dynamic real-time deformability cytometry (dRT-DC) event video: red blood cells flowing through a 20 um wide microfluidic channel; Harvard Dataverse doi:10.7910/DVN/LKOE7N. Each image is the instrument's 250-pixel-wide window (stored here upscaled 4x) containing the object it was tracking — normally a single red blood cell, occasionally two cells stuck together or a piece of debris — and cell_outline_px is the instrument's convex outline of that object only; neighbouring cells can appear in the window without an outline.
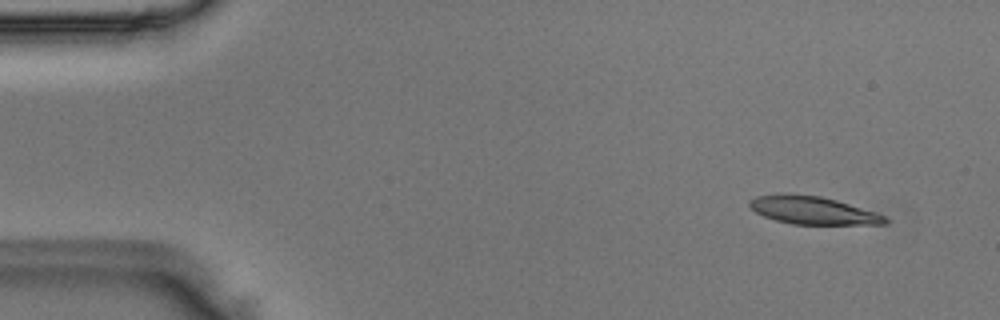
{"species": "Egyptian fruit bat (a non-hibernating species)", "species_latin": "Rousettus aegyptiacus", "temperature_condition": "room temperature", "stored_images_in_passage": 50, "camera_frame_rate_fps": 3000, "um_per_image_px": 0.085, "animal": {"sex": "male"}, "frame": {"image": 1, "passage_image": 4, "time_ms": 1.0, "image_size_px": [1000, 320], "cell_outline_px": [[892, 220], [888, 224], [792, 224], [776, 220], [764, 216], [756, 212], [748, 204], [748, 200], [756, 196], [784, 192], [820, 196], [836, 200], [876, 212]], "centroid_in_image_um": [69.08, 17.86], "position_along_channel_um": 15.9, "area_um2": 22.2}}
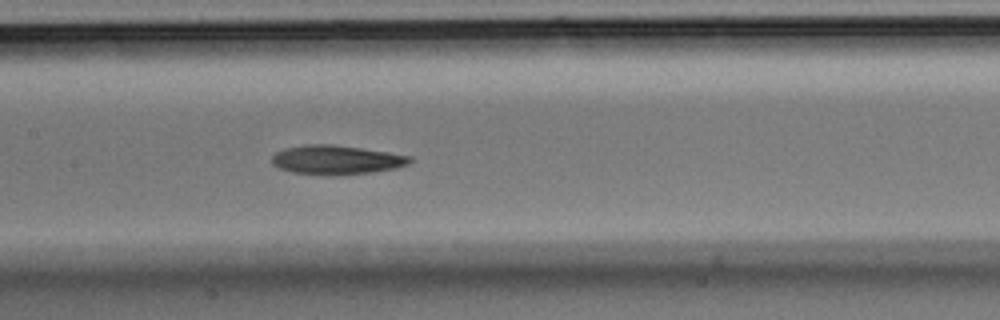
{"frame": {"image": 2, "passage_image": 24, "time_ms": 7.667, "image_size_px": [1000, 320], "cell_outline_px": [[412, 160], [408, 164], [396, 168], [368, 172], [328, 176], [292, 172], [280, 168], [272, 164], [272, 156], [276, 152], [284, 148], [304, 144], [332, 144], [388, 152], [412, 156]], "centroid_in_image_um": [28.56, 13.58], "position_along_channel_um": 178.8, "area_um2": 23.41}}
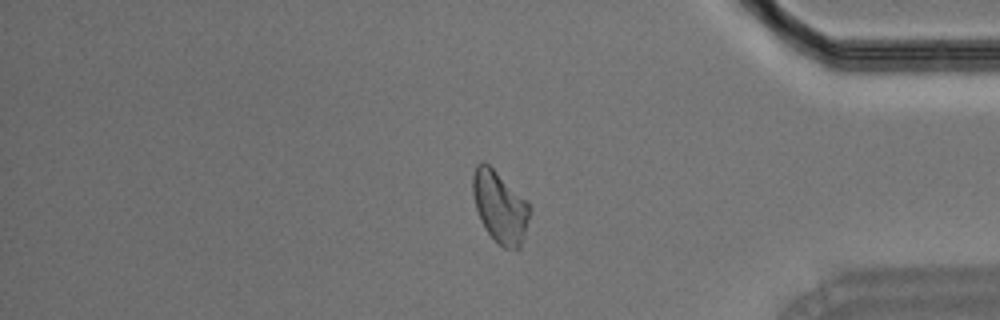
{"frame": {"image": 3, "passage_image": 42, "time_ms": 13.667, "image_size_px": [1000, 320], "cell_outline_px": [[528, 220], [524, 236], [520, 248], [516, 252], [504, 248], [484, 228], [480, 220], [476, 208], [472, 192], [472, 176], [476, 164], [484, 160], [528, 200]], "centroid_in_image_um": [42.48, 17.57], "position_along_channel_um": 392.7, "area_um2": 23.81}}